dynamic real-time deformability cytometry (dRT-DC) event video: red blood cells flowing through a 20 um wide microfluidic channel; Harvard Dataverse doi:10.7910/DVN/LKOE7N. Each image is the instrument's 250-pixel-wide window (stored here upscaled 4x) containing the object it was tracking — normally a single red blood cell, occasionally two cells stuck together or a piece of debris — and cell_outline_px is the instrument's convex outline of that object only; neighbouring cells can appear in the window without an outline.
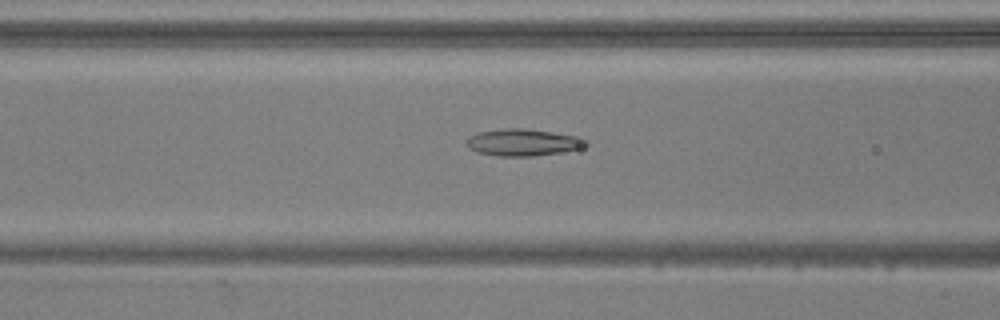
{"species": "common noctule bat (a hibernating species)", "species_latin": "Nyctalus noctula", "temperature_condition": "warm", "stored_images_in_passage": 47, "camera_frame_rate_fps": 3000, "um_per_image_px": 0.085, "animal": {"sex": "male", "body_mass_g": 20.5, "forearm_length_mm": 52.5}, "frame": {"image": 1, "passage_image": 16, "time_ms": 5.0, "image_size_px": [1000, 320], "cell_outline_px": [[588, 144], [580, 148], [560, 152], [532, 156], [496, 156], [476, 152], [468, 144], [468, 136], [480, 132], [504, 128], [524, 128], [580, 136], [588, 140]], "centroid_in_image_um": [44.5, 12.1], "position_along_channel_um": 122.1, "area_um2": 18.61}}
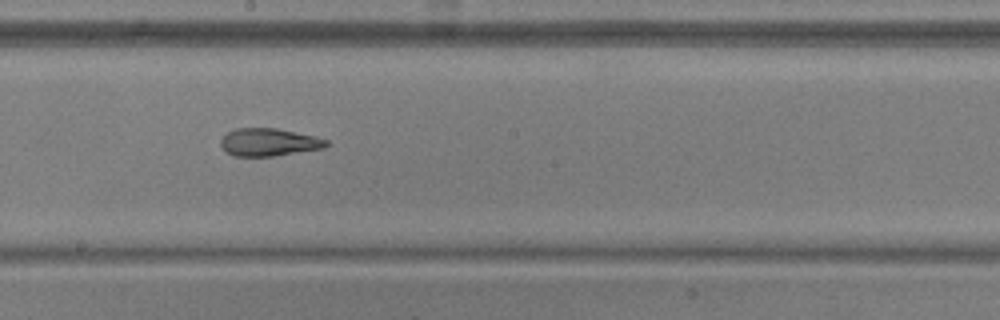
{"frame": {"image": 2, "passage_image": 24, "time_ms": 7.667, "image_size_px": [1000, 320], "cell_outline_px": [[328, 144], [324, 148], [272, 156], [232, 156], [224, 152], [220, 144], [220, 140], [228, 132], [236, 128], [276, 128], [316, 136], [328, 140]], "centroid_in_image_um": [22.83, 12.09], "position_along_channel_um": 225.4, "area_um2": 17.11}}
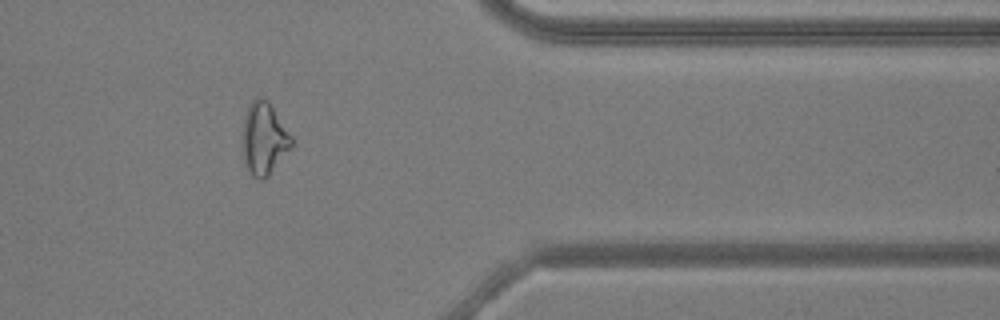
{"frame": {"image": 3, "passage_image": 38, "time_ms": 12.333, "image_size_px": [1000, 320], "cell_outline_px": [[292, 148], [268, 176], [264, 180], [256, 180], [248, 172], [244, 160], [240, 144], [244, 116], [248, 104], [256, 96], [260, 96], [268, 100], [292, 136]], "centroid_in_image_um": [22.4, 11.79], "position_along_channel_um": 389.0, "area_um2": 21.39}, "authors_computed_cell_mechanics": {"area_um2": 19.9988, "velocity_mm_per_s": 3.8592, "shape_relaxation_time_tau1_ms": null, "shape_relaxation_time_tau2_ms": 2.1774, "deformation_change_tau1": null, "deformation_change_tau2": 0.1066}}